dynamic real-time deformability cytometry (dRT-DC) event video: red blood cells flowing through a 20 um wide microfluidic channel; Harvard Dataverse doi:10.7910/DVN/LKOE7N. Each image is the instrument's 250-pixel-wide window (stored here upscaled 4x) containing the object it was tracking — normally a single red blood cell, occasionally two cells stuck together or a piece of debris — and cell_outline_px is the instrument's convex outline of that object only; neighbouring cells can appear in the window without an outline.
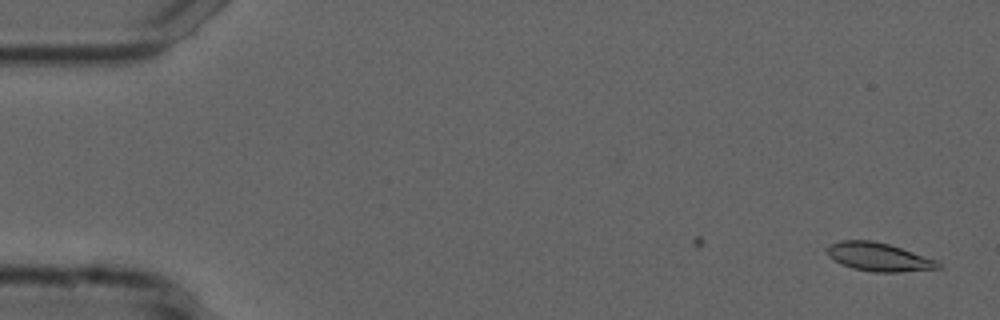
{"species": "common noctule bat (a hibernating species)", "species_latin": "Nyctalus noctula", "temperature_condition": "cold", "stored_images_in_passage": 50, "camera_frame_rate_fps": 3000, "um_per_image_px": 0.085, "animal": {"sex": "male", "forearm_length_mm": 52.5}, "frame": {"image": 1, "passage_image": 1, "time_ms": 0.0, "image_size_px": [1000, 320], "cell_outline_px": [[940, 268], [900, 272], [872, 272], [852, 268], [840, 264], [828, 256], [824, 248], [840, 240], [872, 240], [888, 244], [936, 260], [940, 264]], "centroid_in_image_um": [74.62, 21.84], "position_along_channel_um": 10.4, "area_um2": 18.32}}
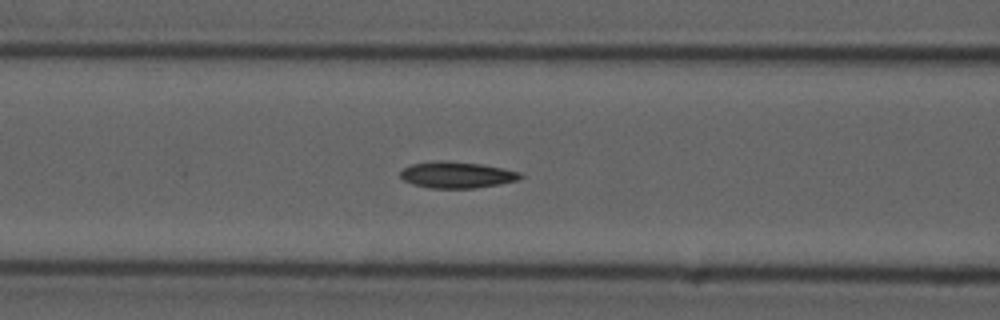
{"frame": {"image": 2, "passage_image": 21, "time_ms": 6.667, "image_size_px": [1000, 320], "cell_outline_px": [[524, 176], [520, 180], [500, 184], [476, 188], [428, 188], [412, 184], [404, 180], [400, 176], [400, 172], [404, 168], [412, 164], [436, 160], [444, 160], [480, 164], [504, 168], [520, 172]], "centroid_in_image_um": [38.85, 14.86], "position_along_channel_um": 127.7, "area_um2": 18.61}}
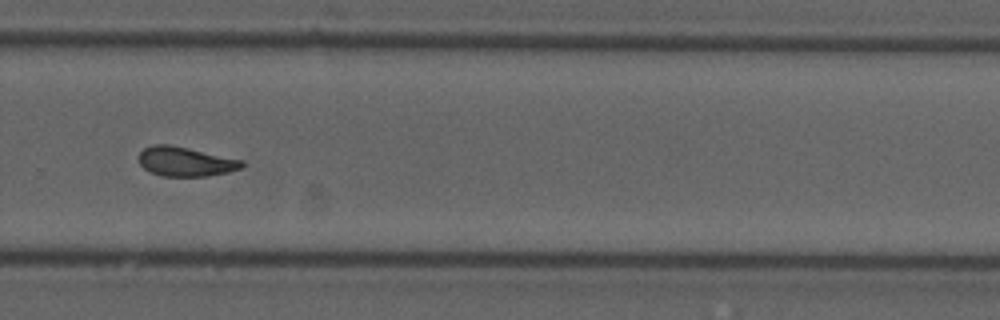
{"frame": {"image": 3, "passage_image": 36, "time_ms": 11.667, "image_size_px": [1000, 320], "cell_outline_px": [[244, 164], [240, 168], [228, 172], [208, 176], [160, 176], [144, 168], [140, 164], [140, 152], [144, 148], [152, 144], [168, 144], [188, 148], [244, 160]], "centroid_in_image_um": [15.77, 13.73], "position_along_channel_um": 314.0, "area_um2": 17.57}, "authors_computed_cell_mechanics": {"area_um2": 17.7446, "velocity_mm_per_s": 3.7345, "shape_relaxation_time_tau1_ms": 9.319, "shape_relaxation_time_tau2_ms": 3.7497, "deformation_change_tau1": 0.2018, "deformation_change_tau2": 0.0915}}